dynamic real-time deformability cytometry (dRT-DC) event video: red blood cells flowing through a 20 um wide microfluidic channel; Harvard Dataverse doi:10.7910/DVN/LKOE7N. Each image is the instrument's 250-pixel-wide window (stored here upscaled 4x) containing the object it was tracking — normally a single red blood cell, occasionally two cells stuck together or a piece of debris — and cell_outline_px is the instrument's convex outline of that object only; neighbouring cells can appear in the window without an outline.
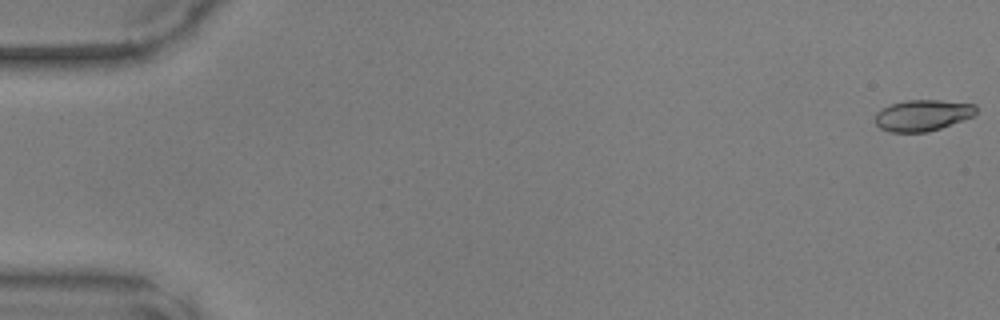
{"species": "common noctule bat (a hibernating species)", "species_latin": "Nyctalus noctula", "temperature_condition": "warm", "stored_images_in_passage": 44, "camera_frame_rate_fps": 3000, "um_per_image_px": 0.085, "animal": {"sex": "male", "body_mass_g": 17.9, "forearm_length_mm": 54.2}, "frame": {"image": 1, "passage_image": 1, "time_ms": 0.0, "image_size_px": [1000, 320], "cell_outline_px": [[976, 112], [972, 116], [940, 128], [928, 132], [892, 132], [880, 128], [876, 124], [876, 112], [880, 108], [892, 104], [908, 100], [940, 100], [976, 104]], "centroid_in_image_um": [78.4, 9.79], "position_along_channel_um": 6.6, "area_um2": 18.21}}
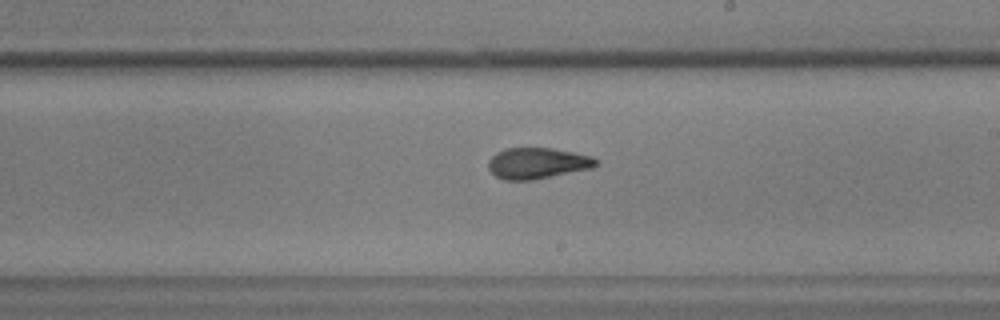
{"frame": {"image": 2, "passage_image": 29, "time_ms": 9.333, "image_size_px": [1000, 320], "cell_outline_px": [[600, 164], [592, 168], [532, 180], [504, 180], [496, 176], [488, 168], [488, 160], [496, 152], [508, 148], [552, 148], [592, 156]], "centroid_in_image_um": [45.67, 13.87], "position_along_channel_um": 243.3, "area_um2": 19.42}}
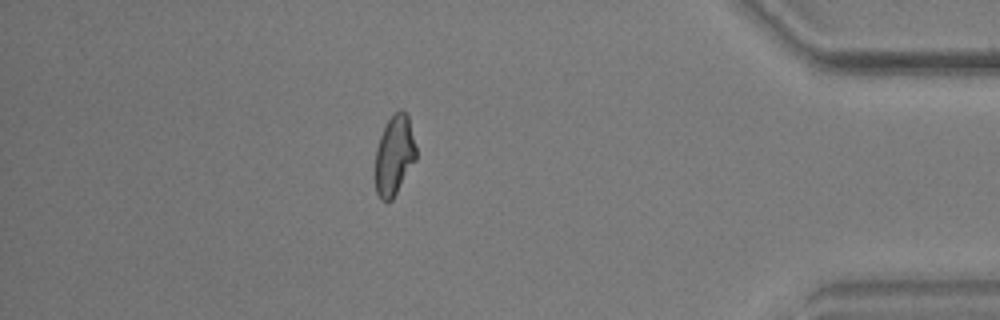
{"frame": {"image": 3, "passage_image": 43, "time_ms": 14.0, "image_size_px": [1000, 320], "cell_outline_px": [[416, 160], [392, 200], [388, 204], [380, 200], [376, 192], [376, 148], [380, 136], [388, 120], [400, 108], [408, 116], [416, 148]], "centroid_in_image_um": [33.51, 13.25], "position_along_channel_um": 401.7, "area_um2": 18.9}}